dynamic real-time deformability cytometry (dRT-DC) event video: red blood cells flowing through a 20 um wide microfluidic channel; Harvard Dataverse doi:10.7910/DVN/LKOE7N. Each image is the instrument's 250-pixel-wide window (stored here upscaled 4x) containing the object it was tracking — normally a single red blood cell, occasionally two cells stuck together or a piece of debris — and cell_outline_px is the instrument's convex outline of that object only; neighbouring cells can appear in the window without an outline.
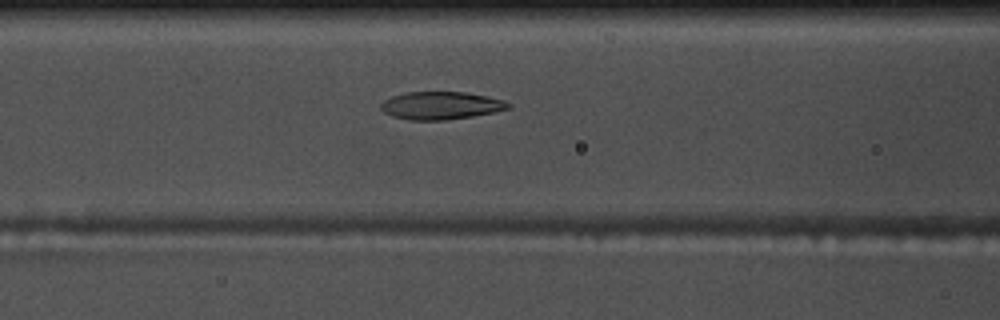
{"species": "common noctule bat (a hibernating species)", "species_latin": "Nyctalus noctula", "temperature_condition": "warm", "stored_images_in_passage": 55, "camera_frame_rate_fps": 3000, "um_per_image_px": 0.085, "animal": {"sex": "male", "body_mass_g": 17.5, "forearm_length_mm": 52.3}, "frame": {"image": 1, "passage_image": 23, "time_ms": 7.333, "image_size_px": [1000, 320], "cell_outline_px": [[512, 108], [472, 116], [444, 120], [408, 120], [392, 116], [384, 112], [380, 108], [380, 104], [384, 100], [392, 96], [408, 92], [464, 92], [488, 96], [504, 100], [512, 104]], "centroid_in_image_um": [37.48, 8.97], "position_along_channel_um": 129.1, "area_um2": 20.63}}
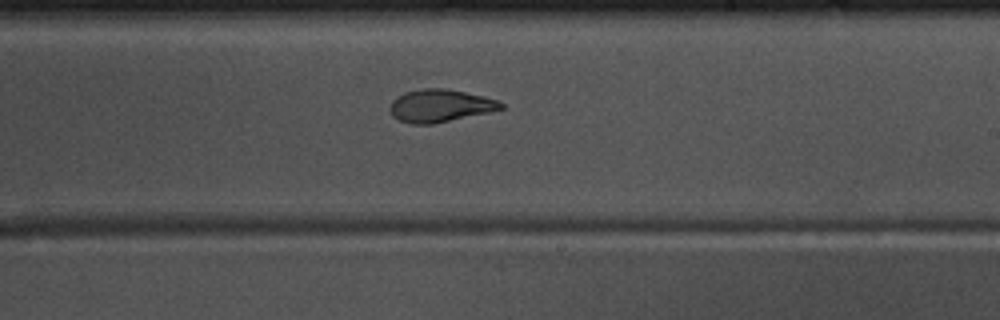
{"frame": {"image": 2, "passage_image": 33, "time_ms": 10.667, "image_size_px": [1000, 320], "cell_outline_px": [[504, 108], [488, 112], [432, 124], [412, 124], [400, 120], [392, 116], [388, 108], [392, 100], [396, 96], [404, 92], [424, 88], [444, 88], [484, 96], [496, 100], [504, 104]], "centroid_in_image_um": [37.35, 8.98], "position_along_channel_um": 251.6, "area_um2": 21.04}}
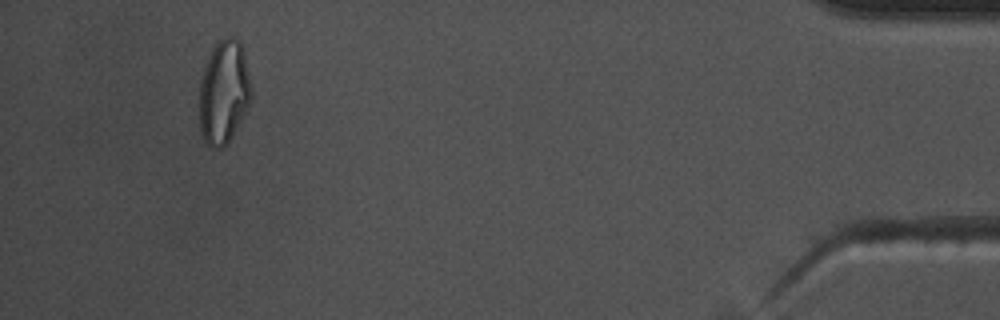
{"frame": {"image": 3, "passage_image": 52, "time_ms": 17.0, "image_size_px": [1000, 320], "cell_outline_px": [[252, 96], [228, 144], [220, 148], [212, 148], [204, 140], [200, 132], [200, 76], [208, 56], [212, 48], [224, 36], [232, 36], [240, 40], [252, 88]], "centroid_in_image_um": [19.01, 7.81], "position_along_channel_um": 416.2, "area_um2": 31.27}, "authors_computed_cell_mechanics": {"area_um2": 21.6172, "velocity_mm_per_s": 3.6813, "shape_relaxation_time_tau1_ms": null, "shape_relaxation_time_tau2_ms": 2.1398, "deformation_change_tau1": null, "deformation_change_tau2": 0.087}}